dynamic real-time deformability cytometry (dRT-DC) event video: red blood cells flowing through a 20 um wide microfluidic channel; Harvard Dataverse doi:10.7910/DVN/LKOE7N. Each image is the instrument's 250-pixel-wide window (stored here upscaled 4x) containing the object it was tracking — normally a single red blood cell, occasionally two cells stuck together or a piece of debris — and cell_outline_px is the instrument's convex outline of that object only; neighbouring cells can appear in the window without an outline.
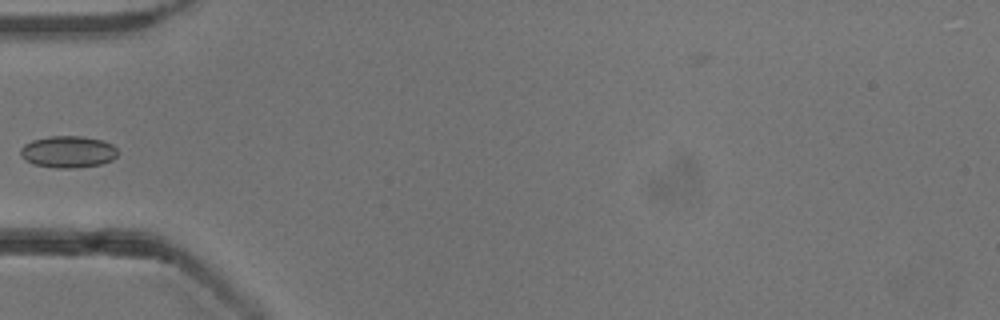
{"species": "common noctule bat (a hibernating species)", "species_latin": "Nyctalus noctula", "temperature_condition": "cold", "stored_images_in_passage": 5, "camera_frame_rate_fps": 3000, "um_per_image_px": 0.085, "animal": {"sex": "male", "body_mass_g": 13.3}, "frame": {"image": 1, "passage_image": 4, "time_ms": 4.667, "image_size_px": [1000, 320], "cell_outline_px": [[116, 156], [112, 160], [100, 164], [76, 168], [56, 168], [32, 164], [24, 160], [20, 156], [20, 148], [24, 144], [32, 140], [52, 136], [80, 136], [100, 140], [112, 144], [116, 148]], "centroid_in_image_um": [5.73, 12.91], "position_along_channel_um": 79.3, "area_um2": 18.03}}
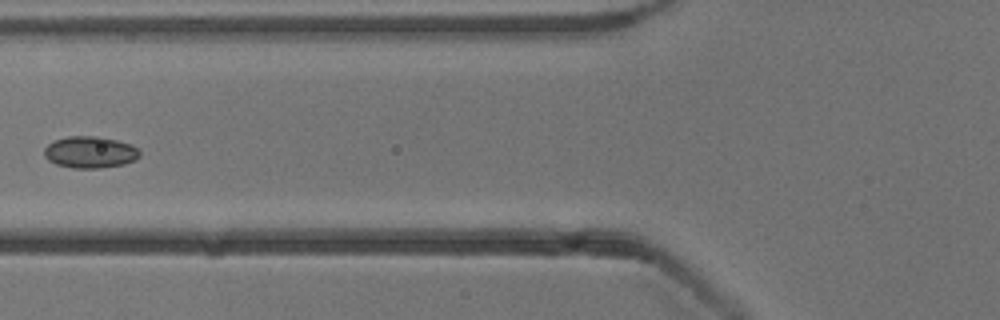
{"frame": {"image": 2, "passage_image": 5, "time_ms": 5.667, "image_size_px": [1000, 320], "cell_outline_px": [[140, 156], [136, 160], [124, 164], [100, 168], [72, 168], [56, 164], [48, 160], [44, 156], [44, 148], [48, 144], [56, 140], [68, 136], [96, 136], [116, 140], [132, 144], [140, 152]], "centroid_in_image_um": [7.66, 12.94], "position_along_channel_um": 118.1, "area_um2": 17.69}}